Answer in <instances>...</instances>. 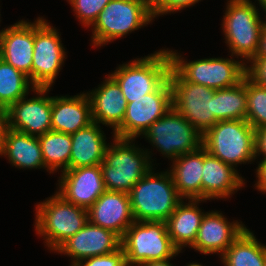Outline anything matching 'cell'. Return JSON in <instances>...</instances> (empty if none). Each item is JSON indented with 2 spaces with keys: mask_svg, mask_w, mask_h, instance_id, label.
I'll return each mask as SVG.
<instances>
[{
  "mask_svg": "<svg viewBox=\"0 0 266 266\" xmlns=\"http://www.w3.org/2000/svg\"><path fill=\"white\" fill-rule=\"evenodd\" d=\"M134 141L135 139L113 136L112 144H108L103 162L100 164L107 191L129 193L132 187L154 166L152 151L139 148Z\"/></svg>",
  "mask_w": 266,
  "mask_h": 266,
  "instance_id": "6da1fadb",
  "label": "cell"
},
{
  "mask_svg": "<svg viewBox=\"0 0 266 266\" xmlns=\"http://www.w3.org/2000/svg\"><path fill=\"white\" fill-rule=\"evenodd\" d=\"M151 168L130 190L135 221H166L183 200L169 169L155 173Z\"/></svg>",
  "mask_w": 266,
  "mask_h": 266,
  "instance_id": "7a4b0ae2",
  "label": "cell"
},
{
  "mask_svg": "<svg viewBox=\"0 0 266 266\" xmlns=\"http://www.w3.org/2000/svg\"><path fill=\"white\" fill-rule=\"evenodd\" d=\"M35 231L55 251L88 222L86 209L66 201L57 192L35 207Z\"/></svg>",
  "mask_w": 266,
  "mask_h": 266,
  "instance_id": "3957f363",
  "label": "cell"
},
{
  "mask_svg": "<svg viewBox=\"0 0 266 266\" xmlns=\"http://www.w3.org/2000/svg\"><path fill=\"white\" fill-rule=\"evenodd\" d=\"M258 6L251 0H227L222 30L225 43L235 58L246 65L255 57L263 21ZM247 60V61H246ZM246 61V62H244Z\"/></svg>",
  "mask_w": 266,
  "mask_h": 266,
  "instance_id": "277c9868",
  "label": "cell"
},
{
  "mask_svg": "<svg viewBox=\"0 0 266 266\" xmlns=\"http://www.w3.org/2000/svg\"><path fill=\"white\" fill-rule=\"evenodd\" d=\"M154 20L147 0H111L91 25L92 47H101Z\"/></svg>",
  "mask_w": 266,
  "mask_h": 266,
  "instance_id": "5b68a950",
  "label": "cell"
},
{
  "mask_svg": "<svg viewBox=\"0 0 266 266\" xmlns=\"http://www.w3.org/2000/svg\"><path fill=\"white\" fill-rule=\"evenodd\" d=\"M255 130L246 120L218 121L202 135V146L235 169L255 161Z\"/></svg>",
  "mask_w": 266,
  "mask_h": 266,
  "instance_id": "8992f818",
  "label": "cell"
},
{
  "mask_svg": "<svg viewBox=\"0 0 266 266\" xmlns=\"http://www.w3.org/2000/svg\"><path fill=\"white\" fill-rule=\"evenodd\" d=\"M171 58L167 49L119 65L110 75L117 81L127 103L154 92L169 76Z\"/></svg>",
  "mask_w": 266,
  "mask_h": 266,
  "instance_id": "52a82bcc",
  "label": "cell"
},
{
  "mask_svg": "<svg viewBox=\"0 0 266 266\" xmlns=\"http://www.w3.org/2000/svg\"><path fill=\"white\" fill-rule=\"evenodd\" d=\"M127 266L165 260L181 253L172 243L165 221H134L121 239Z\"/></svg>",
  "mask_w": 266,
  "mask_h": 266,
  "instance_id": "ba28073f",
  "label": "cell"
},
{
  "mask_svg": "<svg viewBox=\"0 0 266 266\" xmlns=\"http://www.w3.org/2000/svg\"><path fill=\"white\" fill-rule=\"evenodd\" d=\"M176 51L168 49L171 67L187 82L219 90L237 85L246 75L247 65L238 58L235 60L232 55L230 58L214 57L188 62Z\"/></svg>",
  "mask_w": 266,
  "mask_h": 266,
  "instance_id": "9c48e42d",
  "label": "cell"
},
{
  "mask_svg": "<svg viewBox=\"0 0 266 266\" xmlns=\"http://www.w3.org/2000/svg\"><path fill=\"white\" fill-rule=\"evenodd\" d=\"M143 137L171 161L202 146V134L173 107L155 121Z\"/></svg>",
  "mask_w": 266,
  "mask_h": 266,
  "instance_id": "30bf717a",
  "label": "cell"
},
{
  "mask_svg": "<svg viewBox=\"0 0 266 266\" xmlns=\"http://www.w3.org/2000/svg\"><path fill=\"white\" fill-rule=\"evenodd\" d=\"M47 21L44 17L34 21L31 84L35 88H51L67 58L61 34Z\"/></svg>",
  "mask_w": 266,
  "mask_h": 266,
  "instance_id": "8fae6325",
  "label": "cell"
},
{
  "mask_svg": "<svg viewBox=\"0 0 266 266\" xmlns=\"http://www.w3.org/2000/svg\"><path fill=\"white\" fill-rule=\"evenodd\" d=\"M168 79L172 87V107L203 135L218 122L213 114L215 90L185 81L172 67Z\"/></svg>",
  "mask_w": 266,
  "mask_h": 266,
  "instance_id": "7c38bea8",
  "label": "cell"
},
{
  "mask_svg": "<svg viewBox=\"0 0 266 266\" xmlns=\"http://www.w3.org/2000/svg\"><path fill=\"white\" fill-rule=\"evenodd\" d=\"M172 108V87L167 78L154 92L127 104L125 117L113 136L135 139Z\"/></svg>",
  "mask_w": 266,
  "mask_h": 266,
  "instance_id": "4fadbf2b",
  "label": "cell"
},
{
  "mask_svg": "<svg viewBox=\"0 0 266 266\" xmlns=\"http://www.w3.org/2000/svg\"><path fill=\"white\" fill-rule=\"evenodd\" d=\"M49 89L34 88L32 91L37 96L28 99L26 95L11 104L7 108L9 129L36 137L52 130V96H47Z\"/></svg>",
  "mask_w": 266,
  "mask_h": 266,
  "instance_id": "5bb4252c",
  "label": "cell"
},
{
  "mask_svg": "<svg viewBox=\"0 0 266 266\" xmlns=\"http://www.w3.org/2000/svg\"><path fill=\"white\" fill-rule=\"evenodd\" d=\"M121 247V238L114 232L87 222L75 235L63 242L54 253L71 258V265L79 261L106 255Z\"/></svg>",
  "mask_w": 266,
  "mask_h": 266,
  "instance_id": "9a60e30c",
  "label": "cell"
},
{
  "mask_svg": "<svg viewBox=\"0 0 266 266\" xmlns=\"http://www.w3.org/2000/svg\"><path fill=\"white\" fill-rule=\"evenodd\" d=\"M58 182L56 192L86 210L106 191L100 165L64 170Z\"/></svg>",
  "mask_w": 266,
  "mask_h": 266,
  "instance_id": "2e32d148",
  "label": "cell"
},
{
  "mask_svg": "<svg viewBox=\"0 0 266 266\" xmlns=\"http://www.w3.org/2000/svg\"><path fill=\"white\" fill-rule=\"evenodd\" d=\"M247 227L238 220L229 222L222 212H206L201 221L197 238L189 247L201 254L222 255Z\"/></svg>",
  "mask_w": 266,
  "mask_h": 266,
  "instance_id": "e0dca14e",
  "label": "cell"
},
{
  "mask_svg": "<svg viewBox=\"0 0 266 266\" xmlns=\"http://www.w3.org/2000/svg\"><path fill=\"white\" fill-rule=\"evenodd\" d=\"M33 48L34 22L22 19L0 30V58L27 75L30 82Z\"/></svg>",
  "mask_w": 266,
  "mask_h": 266,
  "instance_id": "ac0fdd59",
  "label": "cell"
},
{
  "mask_svg": "<svg viewBox=\"0 0 266 266\" xmlns=\"http://www.w3.org/2000/svg\"><path fill=\"white\" fill-rule=\"evenodd\" d=\"M88 221L116 233L121 239L135 221L128 193L105 191L87 209Z\"/></svg>",
  "mask_w": 266,
  "mask_h": 266,
  "instance_id": "d6986e66",
  "label": "cell"
},
{
  "mask_svg": "<svg viewBox=\"0 0 266 266\" xmlns=\"http://www.w3.org/2000/svg\"><path fill=\"white\" fill-rule=\"evenodd\" d=\"M92 91H87L91 105L92 121L112 128L114 132L122 123L127 107L117 81L108 74Z\"/></svg>",
  "mask_w": 266,
  "mask_h": 266,
  "instance_id": "ffe728a7",
  "label": "cell"
},
{
  "mask_svg": "<svg viewBox=\"0 0 266 266\" xmlns=\"http://www.w3.org/2000/svg\"><path fill=\"white\" fill-rule=\"evenodd\" d=\"M202 199L215 200L231 198L245 187V179L234 167L212 156L203 147Z\"/></svg>",
  "mask_w": 266,
  "mask_h": 266,
  "instance_id": "44dd1931",
  "label": "cell"
},
{
  "mask_svg": "<svg viewBox=\"0 0 266 266\" xmlns=\"http://www.w3.org/2000/svg\"><path fill=\"white\" fill-rule=\"evenodd\" d=\"M92 122L91 105L86 93L52 97L51 126L53 131L73 134Z\"/></svg>",
  "mask_w": 266,
  "mask_h": 266,
  "instance_id": "7402d4cb",
  "label": "cell"
},
{
  "mask_svg": "<svg viewBox=\"0 0 266 266\" xmlns=\"http://www.w3.org/2000/svg\"><path fill=\"white\" fill-rule=\"evenodd\" d=\"M102 129L93 121L88 126L71 134L69 168L96 166L103 162L109 143H107L106 134Z\"/></svg>",
  "mask_w": 266,
  "mask_h": 266,
  "instance_id": "603a6c76",
  "label": "cell"
},
{
  "mask_svg": "<svg viewBox=\"0 0 266 266\" xmlns=\"http://www.w3.org/2000/svg\"><path fill=\"white\" fill-rule=\"evenodd\" d=\"M184 200L165 221L171 241L180 252L183 247H191L194 244L205 215V212L198 206L201 202H206L205 199H188V203Z\"/></svg>",
  "mask_w": 266,
  "mask_h": 266,
  "instance_id": "cb8c5ba5",
  "label": "cell"
},
{
  "mask_svg": "<svg viewBox=\"0 0 266 266\" xmlns=\"http://www.w3.org/2000/svg\"><path fill=\"white\" fill-rule=\"evenodd\" d=\"M203 146L172 161L169 172L178 194L186 199H202Z\"/></svg>",
  "mask_w": 266,
  "mask_h": 266,
  "instance_id": "d4e9b609",
  "label": "cell"
},
{
  "mask_svg": "<svg viewBox=\"0 0 266 266\" xmlns=\"http://www.w3.org/2000/svg\"><path fill=\"white\" fill-rule=\"evenodd\" d=\"M0 156L20 169H46L38 137L9 129L3 142Z\"/></svg>",
  "mask_w": 266,
  "mask_h": 266,
  "instance_id": "484cf974",
  "label": "cell"
},
{
  "mask_svg": "<svg viewBox=\"0 0 266 266\" xmlns=\"http://www.w3.org/2000/svg\"><path fill=\"white\" fill-rule=\"evenodd\" d=\"M219 257L224 266H264L266 245L246 228Z\"/></svg>",
  "mask_w": 266,
  "mask_h": 266,
  "instance_id": "4316f807",
  "label": "cell"
},
{
  "mask_svg": "<svg viewBox=\"0 0 266 266\" xmlns=\"http://www.w3.org/2000/svg\"><path fill=\"white\" fill-rule=\"evenodd\" d=\"M246 75L237 85L215 90L213 114L218 121L246 120L247 114Z\"/></svg>",
  "mask_w": 266,
  "mask_h": 266,
  "instance_id": "83f0119b",
  "label": "cell"
},
{
  "mask_svg": "<svg viewBox=\"0 0 266 266\" xmlns=\"http://www.w3.org/2000/svg\"><path fill=\"white\" fill-rule=\"evenodd\" d=\"M45 167L54 174L69 169L71 134L50 130L38 137Z\"/></svg>",
  "mask_w": 266,
  "mask_h": 266,
  "instance_id": "f1b7e54d",
  "label": "cell"
},
{
  "mask_svg": "<svg viewBox=\"0 0 266 266\" xmlns=\"http://www.w3.org/2000/svg\"><path fill=\"white\" fill-rule=\"evenodd\" d=\"M35 87L27 75L0 58V106L8 108Z\"/></svg>",
  "mask_w": 266,
  "mask_h": 266,
  "instance_id": "f546056e",
  "label": "cell"
},
{
  "mask_svg": "<svg viewBox=\"0 0 266 266\" xmlns=\"http://www.w3.org/2000/svg\"><path fill=\"white\" fill-rule=\"evenodd\" d=\"M246 121L254 128L266 127V87L257 84L246 74Z\"/></svg>",
  "mask_w": 266,
  "mask_h": 266,
  "instance_id": "4dcf8cb0",
  "label": "cell"
},
{
  "mask_svg": "<svg viewBox=\"0 0 266 266\" xmlns=\"http://www.w3.org/2000/svg\"><path fill=\"white\" fill-rule=\"evenodd\" d=\"M72 6L77 19L84 27L90 28V26L97 19L103 8L111 0H67Z\"/></svg>",
  "mask_w": 266,
  "mask_h": 266,
  "instance_id": "1f68e13d",
  "label": "cell"
},
{
  "mask_svg": "<svg viewBox=\"0 0 266 266\" xmlns=\"http://www.w3.org/2000/svg\"><path fill=\"white\" fill-rule=\"evenodd\" d=\"M74 266H127L125 252L122 246L109 254L89 257L79 261Z\"/></svg>",
  "mask_w": 266,
  "mask_h": 266,
  "instance_id": "d6a6232c",
  "label": "cell"
},
{
  "mask_svg": "<svg viewBox=\"0 0 266 266\" xmlns=\"http://www.w3.org/2000/svg\"><path fill=\"white\" fill-rule=\"evenodd\" d=\"M200 1L202 0H153L150 4L153 17L155 18L168 13H176L187 7H193Z\"/></svg>",
  "mask_w": 266,
  "mask_h": 266,
  "instance_id": "836d02e7",
  "label": "cell"
},
{
  "mask_svg": "<svg viewBox=\"0 0 266 266\" xmlns=\"http://www.w3.org/2000/svg\"><path fill=\"white\" fill-rule=\"evenodd\" d=\"M246 74L257 84L266 87V57H254L246 66Z\"/></svg>",
  "mask_w": 266,
  "mask_h": 266,
  "instance_id": "e575fe53",
  "label": "cell"
},
{
  "mask_svg": "<svg viewBox=\"0 0 266 266\" xmlns=\"http://www.w3.org/2000/svg\"><path fill=\"white\" fill-rule=\"evenodd\" d=\"M255 158H259L262 154L261 160H266V127H261L255 130ZM259 156V157H258Z\"/></svg>",
  "mask_w": 266,
  "mask_h": 266,
  "instance_id": "d590c367",
  "label": "cell"
},
{
  "mask_svg": "<svg viewBox=\"0 0 266 266\" xmlns=\"http://www.w3.org/2000/svg\"><path fill=\"white\" fill-rule=\"evenodd\" d=\"M258 167H256V177L258 178L255 183V188L258 191L266 194V160H261L258 162Z\"/></svg>",
  "mask_w": 266,
  "mask_h": 266,
  "instance_id": "8d00e7d4",
  "label": "cell"
},
{
  "mask_svg": "<svg viewBox=\"0 0 266 266\" xmlns=\"http://www.w3.org/2000/svg\"><path fill=\"white\" fill-rule=\"evenodd\" d=\"M9 130L8 111L7 108L0 106V151L3 146L4 139Z\"/></svg>",
  "mask_w": 266,
  "mask_h": 266,
  "instance_id": "74e56055",
  "label": "cell"
},
{
  "mask_svg": "<svg viewBox=\"0 0 266 266\" xmlns=\"http://www.w3.org/2000/svg\"><path fill=\"white\" fill-rule=\"evenodd\" d=\"M255 57H266V21L264 22L261 29L259 36V46Z\"/></svg>",
  "mask_w": 266,
  "mask_h": 266,
  "instance_id": "f35d334b",
  "label": "cell"
},
{
  "mask_svg": "<svg viewBox=\"0 0 266 266\" xmlns=\"http://www.w3.org/2000/svg\"><path fill=\"white\" fill-rule=\"evenodd\" d=\"M172 258H168L165 260H156V261H149L141 266H173V264L170 263Z\"/></svg>",
  "mask_w": 266,
  "mask_h": 266,
  "instance_id": "ab89813d",
  "label": "cell"
},
{
  "mask_svg": "<svg viewBox=\"0 0 266 266\" xmlns=\"http://www.w3.org/2000/svg\"><path fill=\"white\" fill-rule=\"evenodd\" d=\"M259 3V6H261L262 11L266 14V0H257Z\"/></svg>",
  "mask_w": 266,
  "mask_h": 266,
  "instance_id": "60d3db41",
  "label": "cell"
},
{
  "mask_svg": "<svg viewBox=\"0 0 266 266\" xmlns=\"http://www.w3.org/2000/svg\"><path fill=\"white\" fill-rule=\"evenodd\" d=\"M187 266H203L202 264H200V263H190V264H188Z\"/></svg>",
  "mask_w": 266,
  "mask_h": 266,
  "instance_id": "b9f144b4",
  "label": "cell"
}]
</instances>
